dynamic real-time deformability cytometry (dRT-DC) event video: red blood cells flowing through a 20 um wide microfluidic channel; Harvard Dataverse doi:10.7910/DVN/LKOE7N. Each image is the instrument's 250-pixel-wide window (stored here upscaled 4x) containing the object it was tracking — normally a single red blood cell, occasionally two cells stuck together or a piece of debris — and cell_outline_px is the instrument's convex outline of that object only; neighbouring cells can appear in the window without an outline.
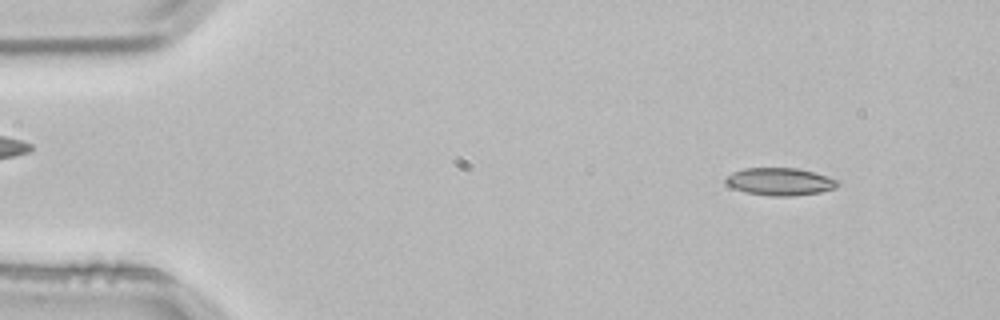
{"species": "common noctule bat (a hibernating species)", "species_latin": "Nyctalus noctula", "temperature_condition": "room temperature", "stored_images_in_passage": 3, "camera_frame_rate_fps": 3000, "um_per_image_px": 0.085, "animal": {"sex": "male", "body_mass_g": 21.5, "forearm_length_mm": 52.0}, "frame": {"image": 1, "passage_image": 1, "time_ms": 0.0, "image_size_px": [1000, 320], "cell_outline_px": [[840, 184], [836, 188], [820, 192], [792, 196], [768, 196], [744, 192], [732, 188], [724, 180], [724, 176], [732, 172], [744, 168], [796, 168], [812, 172], [840, 180]], "centroid_in_image_um": [66.27, 15.44], "position_along_channel_um": 18.7, "area_um2": 18.15}}
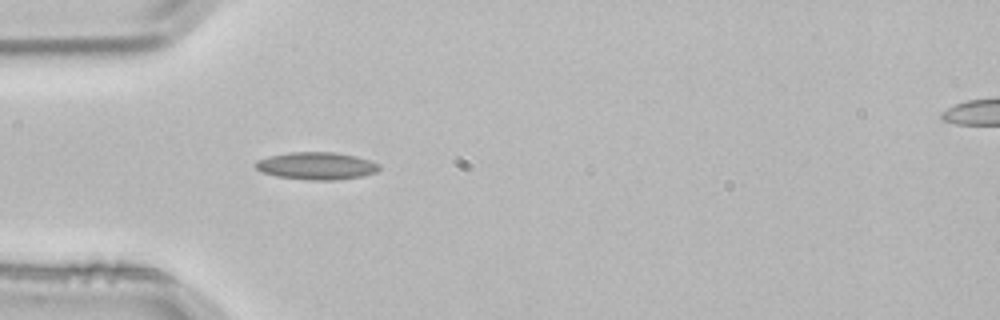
{"frame": {"image": 2, "passage_image": 3, "time_ms": 0.667, "image_size_px": [1000, 320], "cell_outline_px": [[380, 168], [376, 172], [364, 176], [340, 180], [308, 180], [276, 176], [264, 172], [256, 168], [252, 164], [256, 160], [268, 156], [288, 152], [336, 152], [356, 156], [380, 164]], "centroid_in_image_um": [26.9, 14.1], "position_along_channel_um": 58.1, "area_um2": 20.0}}